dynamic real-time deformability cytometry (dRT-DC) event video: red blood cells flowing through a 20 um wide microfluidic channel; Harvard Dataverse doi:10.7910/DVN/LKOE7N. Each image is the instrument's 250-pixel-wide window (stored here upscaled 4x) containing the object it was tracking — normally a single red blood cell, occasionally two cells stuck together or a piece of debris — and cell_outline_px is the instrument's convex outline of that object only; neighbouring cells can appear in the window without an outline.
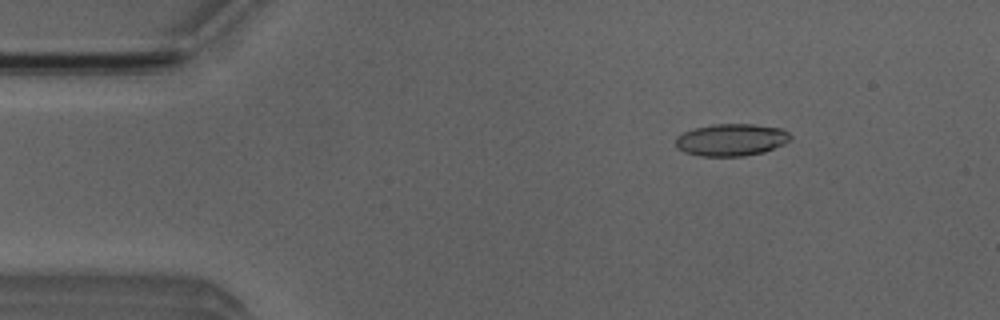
{"species": "Egyptian fruit bat (a non-hibernating species)", "species_latin": "Rousettus aegyptiacus", "temperature_condition": "room temperature", "stored_images_in_passage": 51, "camera_frame_rate_fps": 3000, "um_per_image_px": 0.085, "animal": {"sex": "male"}, "frame": {"image": 1, "passage_image": 7, "time_ms": 2.0, "image_size_px": [1000, 320], "cell_outline_px": [[792, 140], [784, 144], [764, 152], [744, 156], [700, 156], [684, 152], [676, 148], [676, 136], [684, 132], [696, 128], [712, 124], [752, 124], [780, 128], [788, 132], [792, 136]], "centroid_in_image_um": [62.17, 11.89], "position_along_channel_um": 22.8, "area_um2": 21.62}}
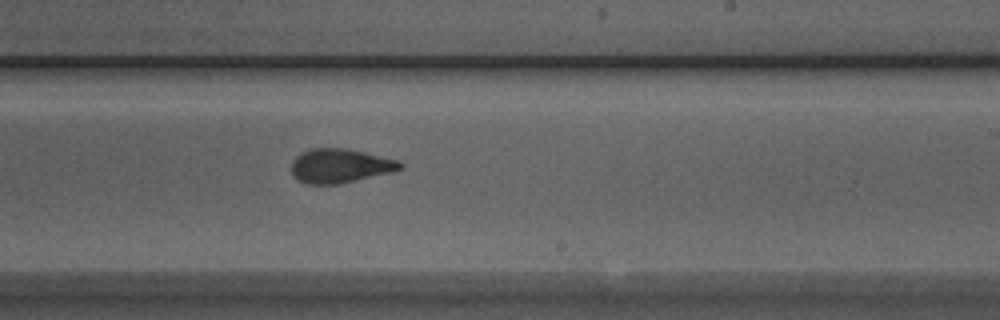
{"frame": {"image": 2, "passage_image": 30, "time_ms": 9.667, "image_size_px": [1000, 320], "cell_outline_px": [[404, 168], [392, 172], [340, 184], [304, 184], [296, 180], [292, 176], [292, 160], [300, 152], [308, 148], [348, 148], [396, 160], [404, 164]], "centroid_in_image_um": [28.86, 14.1], "position_along_channel_um": 260.1, "area_um2": 21.91}}
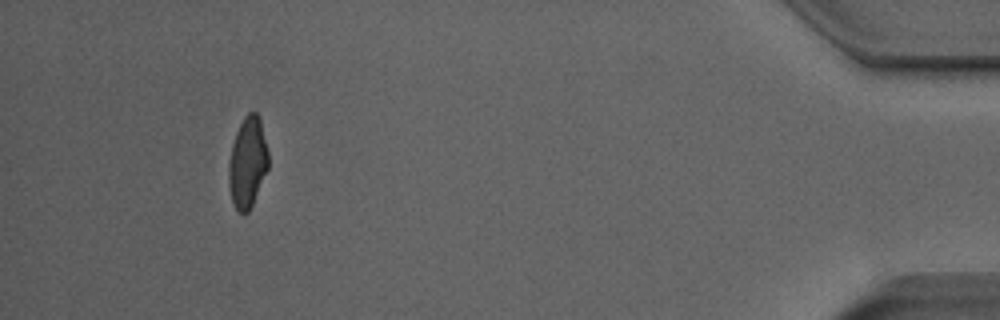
{"frame": {"image": 3, "passage_image": 47, "time_ms": 15.333, "image_size_px": [1000, 320], "cell_outline_px": [[268, 168], [252, 204], [248, 212], [244, 216], [236, 208], [232, 200], [228, 184], [228, 164], [232, 144], [236, 132], [244, 116], [248, 112], [256, 112], [260, 120], [268, 152]], "centroid_in_image_um": [21.02, 13.81], "position_along_channel_um": 414.2, "area_um2": 20.81}, "authors_computed_cell_mechanics": {"area_um2": 21.675, "velocity_mm_per_s": 4.0009, "shape_relaxation_time_tau1_ms": 5.76, "shape_relaxation_time_tau2_ms": 1.1758, "deformation_change_tau1": 0.1982, "deformation_change_tau2": 0.093}}